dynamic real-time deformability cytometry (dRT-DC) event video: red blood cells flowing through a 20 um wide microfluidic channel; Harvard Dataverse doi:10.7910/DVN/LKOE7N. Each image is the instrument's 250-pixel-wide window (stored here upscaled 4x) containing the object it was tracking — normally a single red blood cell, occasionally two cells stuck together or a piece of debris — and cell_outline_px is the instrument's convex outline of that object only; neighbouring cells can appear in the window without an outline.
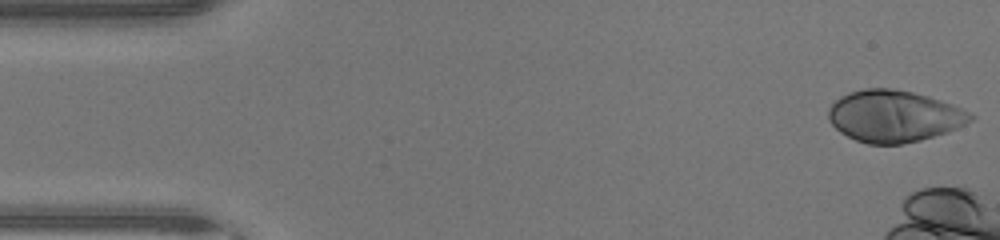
{"species": "human", "species_latin": "Homo sapiens", "temperature_condition": "warm", "stored_images_in_passage": 11, "camera_frame_rate_fps": 3000, "um_per_image_px": 0.085, "donor": {"sex": "male"}, "frame": {"image": 1, "passage_image": 1, "time_ms": 0.0, "image_size_px": [1000, 240], "cell_outline_px": [[976, 116], [972, 120], [948, 132], [920, 140], [900, 144], [868, 144], [856, 140], [840, 132], [828, 120], [828, 108], [840, 96], [848, 92], [864, 88], [892, 88], [912, 92], [928, 96], [952, 104]], "centroid_in_image_um": [75.97, 9.87], "position_along_channel_um": 9.0, "area_um2": 42.77}}